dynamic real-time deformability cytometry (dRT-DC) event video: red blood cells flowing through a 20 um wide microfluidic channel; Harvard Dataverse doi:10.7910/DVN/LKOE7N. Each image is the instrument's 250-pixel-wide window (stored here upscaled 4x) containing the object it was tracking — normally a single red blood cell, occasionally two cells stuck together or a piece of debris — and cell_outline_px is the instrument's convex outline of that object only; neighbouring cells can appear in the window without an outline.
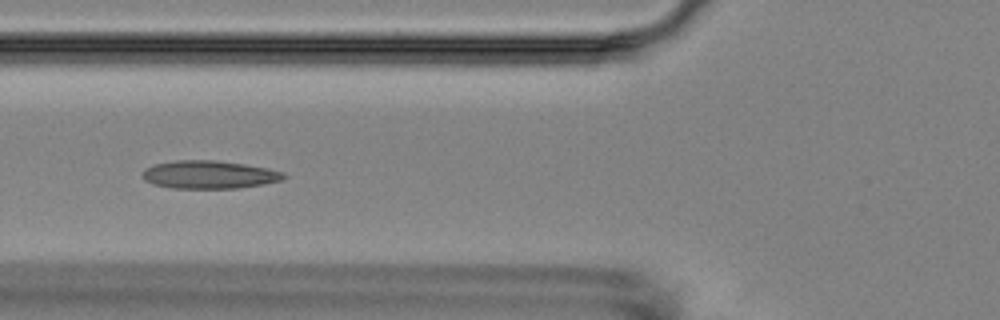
{"species": "Egyptian fruit bat (a non-hibernating species)", "species_latin": "Rousettus aegyptiacus", "temperature_condition": "room temperature", "stored_images_in_passage": 10, "camera_frame_rate_fps": 3000, "um_per_image_px": 0.085, "animal": {"sex": "female"}, "frame": {"image": 1, "passage_image": 5, "time_ms": 4.667, "image_size_px": [1000, 320], "cell_outline_px": [[288, 176], [284, 180], [264, 184], [236, 188], [172, 188], [152, 184], [144, 180], [144, 168], [156, 164], [176, 160], [216, 160], [244, 164], [268, 168], [284, 172]], "centroid_in_image_um": [17.82, 14.84], "position_along_channel_um": 108.0, "area_um2": 23.12}}
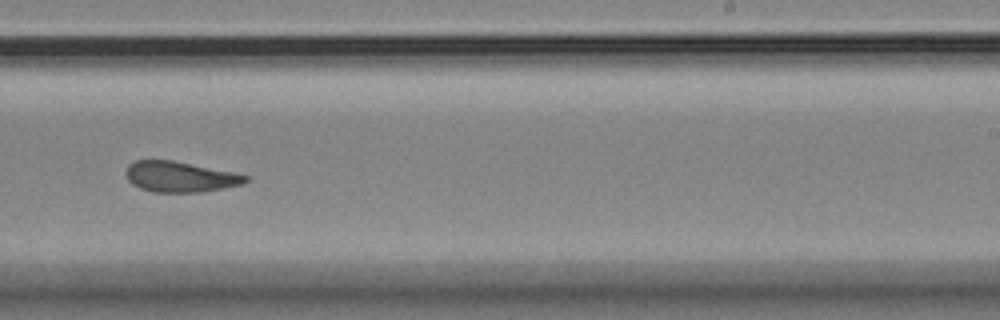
{"frame": {"image": 2, "passage_image": 9, "time_ms": 9.333, "image_size_px": [1000, 320], "cell_outline_px": [[248, 180], [240, 184], [200, 192], [152, 192], [140, 188], [132, 184], [128, 180], [124, 172], [128, 164], [136, 160], [172, 160], [232, 172], [248, 176]], "centroid_in_image_um": [15.22, 15.02], "position_along_channel_um": 273.8, "area_um2": 21.1}}
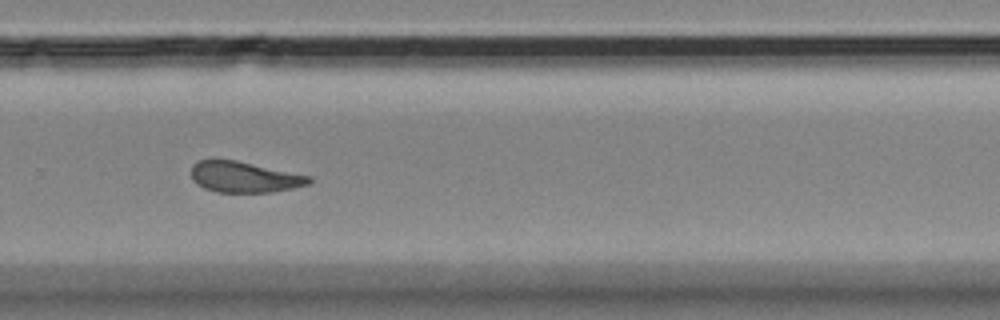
{"frame": {"image": 3, "passage_image": 10, "time_ms": 10.333, "image_size_px": [1000, 320], "cell_outline_px": [[312, 180], [308, 184], [292, 188], [272, 192], [216, 192], [204, 188], [196, 184], [192, 180], [192, 164], [196, 160], [236, 160], [312, 176]], "centroid_in_image_um": [20.75, 15.04], "position_along_channel_um": 309.0, "area_um2": 21.21}}